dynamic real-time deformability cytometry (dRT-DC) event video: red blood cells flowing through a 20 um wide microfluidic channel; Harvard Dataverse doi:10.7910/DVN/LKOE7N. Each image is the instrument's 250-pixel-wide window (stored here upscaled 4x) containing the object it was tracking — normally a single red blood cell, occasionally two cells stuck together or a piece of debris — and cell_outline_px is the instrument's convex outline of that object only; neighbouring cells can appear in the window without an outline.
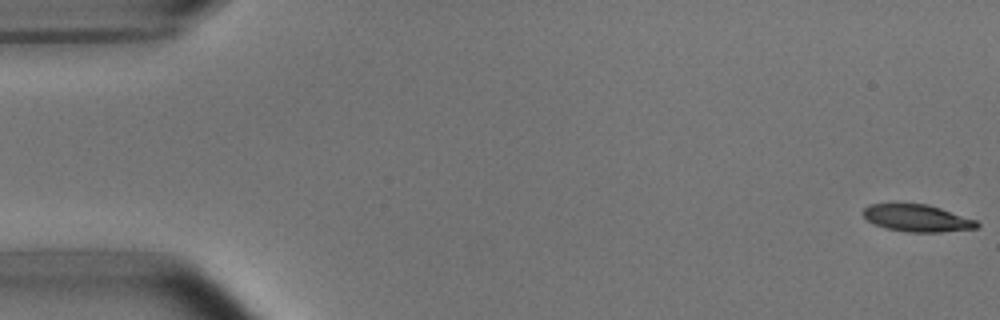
{"species": "common noctule bat (a hibernating species)", "species_latin": "Nyctalus noctula", "temperature_condition": "room temperature", "stored_images_in_passage": 53, "camera_frame_rate_fps": 3000, "um_per_image_px": 0.085, "animal": {"sex": "male", "body_mass_g": 15.6}, "frame": {"image": 1, "passage_image": 1, "time_ms": 0.0, "image_size_px": [1000, 320], "cell_outline_px": [[980, 224], [976, 228], [940, 232], [908, 232], [888, 228], [876, 224], [868, 220], [860, 212], [868, 204], [928, 204], [976, 220]], "centroid_in_image_um": [77.94, 18.53], "position_along_channel_um": 7.1, "area_um2": 17.74}}
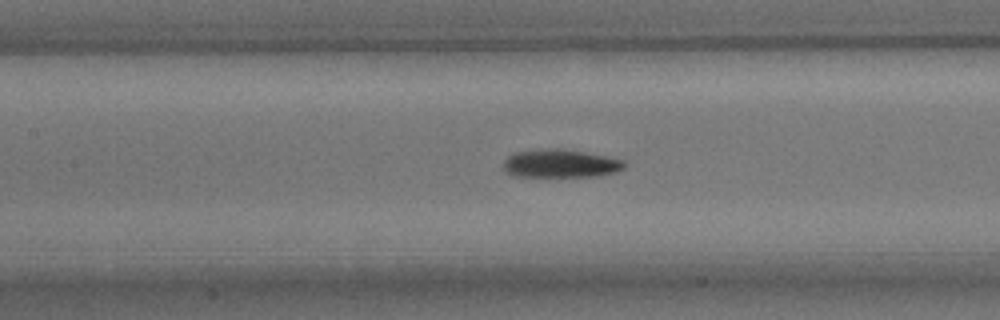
{"frame": {"image": 2, "passage_image": 24, "time_ms": 7.667, "image_size_px": [1000, 320], "cell_outline_px": [[624, 168], [616, 172], [596, 176], [512, 176], [504, 172], [504, 160], [508, 156], [516, 152], [536, 148], [560, 148], [584, 152], [624, 160]], "centroid_in_image_um": [47.58, 13.89], "position_along_channel_um": 159.8, "area_um2": 19.94}}
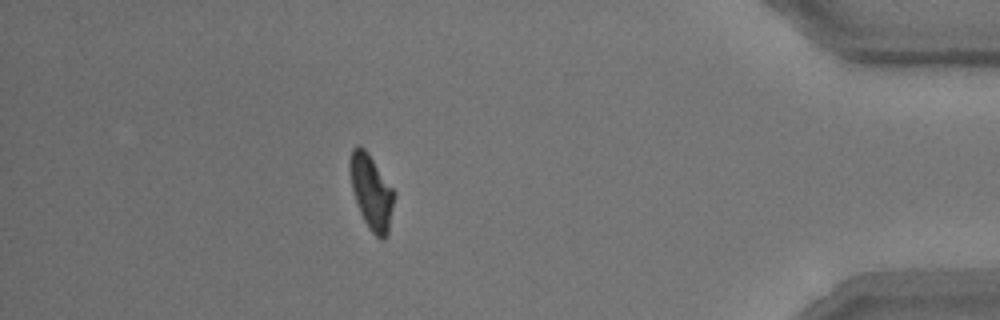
{"frame": {"image": 3, "passage_image": 47, "time_ms": 15.333, "image_size_px": [1000, 320], "cell_outline_px": [[396, 192], [388, 232], [384, 240], [380, 240], [368, 228], [356, 204], [352, 188], [348, 168], [348, 160], [352, 148], [356, 144], [360, 144], [368, 152]], "centroid_in_image_um": [31.55, 16.28], "position_along_channel_um": 403.7, "area_um2": 19.65}, "authors_computed_cell_mechanics": {"area_um2": 19.5942, "velocity_mm_per_s": 3.771, "shape_relaxation_time_tau1_ms": 3.9676, "shape_relaxation_time_tau2_ms": 6.4362, "deformation_change_tau1": 0.1438, "deformation_change_tau2": 0.1362}}